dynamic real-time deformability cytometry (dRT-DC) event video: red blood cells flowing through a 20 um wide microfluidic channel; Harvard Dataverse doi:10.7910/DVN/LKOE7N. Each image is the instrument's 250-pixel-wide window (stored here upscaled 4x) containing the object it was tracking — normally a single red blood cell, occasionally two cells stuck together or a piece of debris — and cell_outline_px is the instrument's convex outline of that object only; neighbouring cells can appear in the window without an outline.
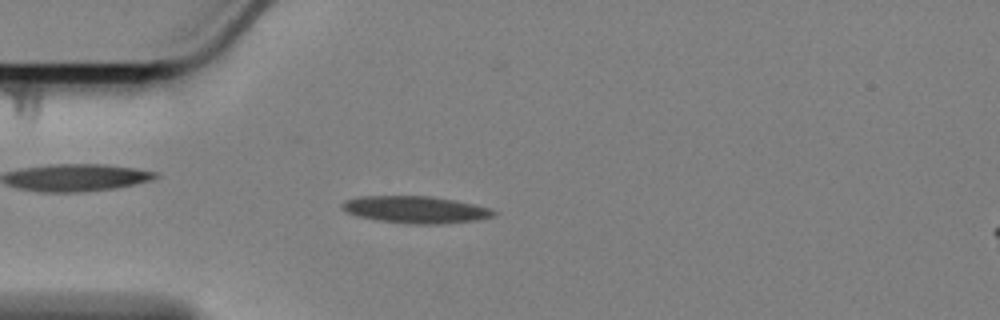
{"species": "Egyptian fruit bat (a non-hibernating species)", "species_latin": "Rousettus aegyptiacus", "temperature_condition": "cold", "stored_images_in_passage": 58, "camera_frame_rate_fps": 3000, "um_per_image_px": 0.085, "animal": {"sex": "female"}, "frame": {"image": 1, "passage_image": 14, "time_ms": 4.333, "image_size_px": [1000, 320], "cell_outline_px": [[496, 216], [476, 220], [440, 224], [408, 224], [376, 220], [356, 216], [340, 208], [340, 204], [344, 200], [360, 196], [428, 196], [452, 200], [492, 208], [496, 212]], "centroid_in_image_um": [35.29, 17.82], "position_along_channel_um": 49.7, "area_um2": 23.99}}
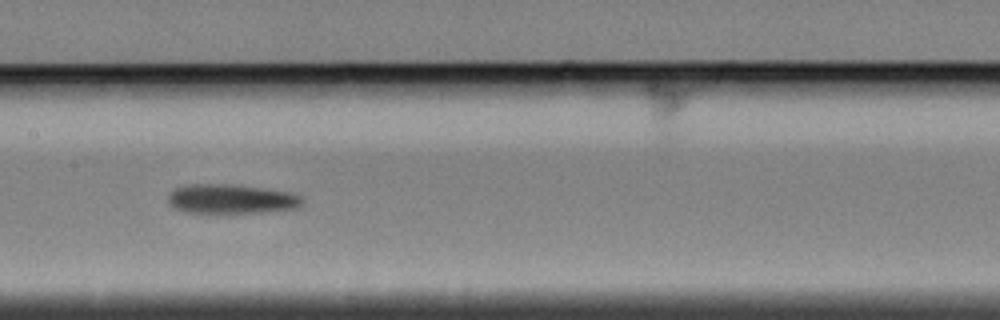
{"frame": {"image": 2, "passage_image": 27, "time_ms": 8.667, "image_size_px": [1000, 320], "cell_outline_px": [[304, 200], [296, 208], [264, 212], [184, 212], [172, 208], [168, 204], [168, 196], [176, 188], [188, 184], [232, 184], [260, 188], [284, 192], [304, 196]], "centroid_in_image_um": [19.61, 16.91], "position_along_channel_um": 187.8, "area_um2": 22.72}}
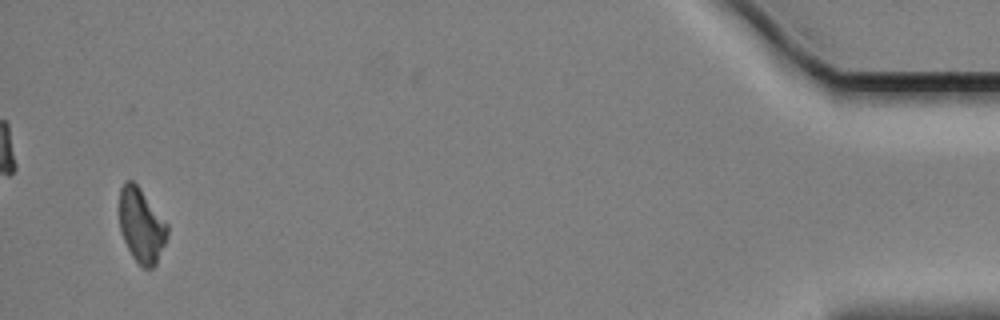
{"frame": {"image": 3, "passage_image": 55, "time_ms": 18.0, "image_size_px": [1000, 320], "cell_outline_px": [[168, 232], [164, 244], [156, 264], [152, 268], [144, 268], [132, 256], [120, 232], [120, 188], [124, 180], [132, 180], [140, 188], [168, 224]], "centroid_in_image_um": [12.01, 19.14], "position_along_channel_um": 423.2, "area_um2": 20.58}}